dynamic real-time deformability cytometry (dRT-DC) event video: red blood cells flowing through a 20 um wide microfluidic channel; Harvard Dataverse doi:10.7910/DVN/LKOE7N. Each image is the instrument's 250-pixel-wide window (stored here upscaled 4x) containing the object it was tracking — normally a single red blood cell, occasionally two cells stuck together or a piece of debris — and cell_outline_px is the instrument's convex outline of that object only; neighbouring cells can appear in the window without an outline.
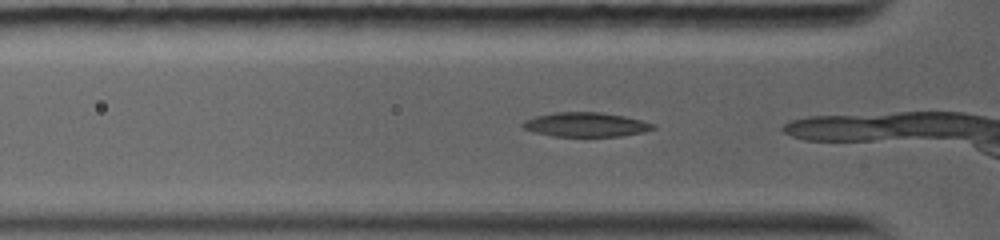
{"species": "common noctule bat (a hibernating species)", "species_latin": "Nyctalus noctula", "temperature_condition": "warm", "stored_images_in_passage": 52, "camera_frame_rate_fps": 5000, "um_per_image_px": 0.085, "animal": {"sex": "female", "body_mass_g": 19.0, "forearm_length_mm": 56.7}, "frame": {"image": 1, "passage_image": 3, "time_ms": 0.6, "image_size_px": [1000, 240], "cell_outline_px": [[656, 128], [644, 132], [620, 136], [552, 136], [536, 132], [524, 128], [520, 124], [524, 120], [536, 116], [556, 112], [600, 112], [624, 116], [656, 124]], "centroid_in_image_um": [49.81, 10.59], "position_along_channel_um": 76.0, "area_um2": 18.38}}
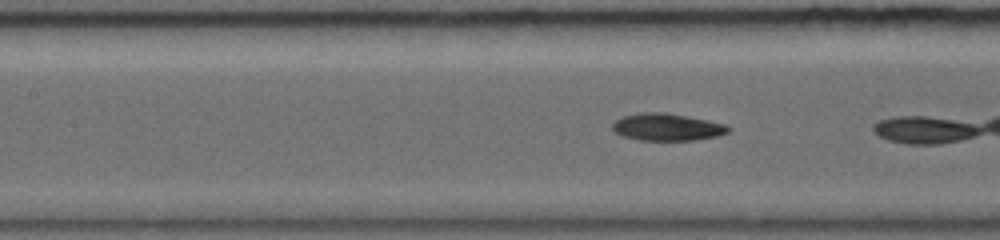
{"frame": {"image": 2, "passage_image": 10, "time_ms": 2.4, "image_size_px": [1000, 240], "cell_outline_px": [[732, 128], [728, 132], [716, 136], [696, 140], [640, 140], [624, 136], [616, 132], [612, 128], [612, 124], [616, 120], [624, 116], [640, 112], [668, 112], [708, 120], [724, 124]], "centroid_in_image_um": [56.71, 10.79], "position_along_channel_um": 150.7, "area_um2": 18.32}}
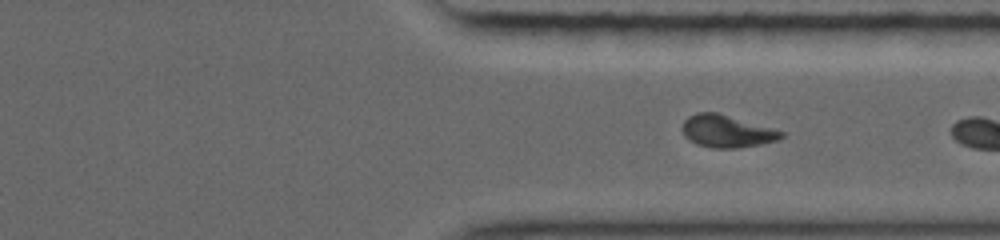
{"frame": {"image": 3, "passage_image": 44, "time_ms": 7.2, "image_size_px": [1000, 240], "cell_outline_px": [[784, 136], [776, 140], [760, 144], [736, 148], [712, 148], [696, 144], [688, 140], [684, 136], [680, 128], [684, 120], [688, 116], [696, 112], [716, 112], [784, 132]], "centroid_in_image_um": [61.69, 11.16], "position_along_channel_um": 349.7, "area_um2": 18.55}, "authors_computed_cell_mechanics": {"area_um2": 18.7272, "velocity_mm_per_s": 4.1435, "shape_relaxation_time_tau1_ms": 5.7648, "shape_relaxation_time_tau2_ms": 3.0209, "deformation_change_tau1": 0.2119, "deformation_change_tau2": 0.0809}}